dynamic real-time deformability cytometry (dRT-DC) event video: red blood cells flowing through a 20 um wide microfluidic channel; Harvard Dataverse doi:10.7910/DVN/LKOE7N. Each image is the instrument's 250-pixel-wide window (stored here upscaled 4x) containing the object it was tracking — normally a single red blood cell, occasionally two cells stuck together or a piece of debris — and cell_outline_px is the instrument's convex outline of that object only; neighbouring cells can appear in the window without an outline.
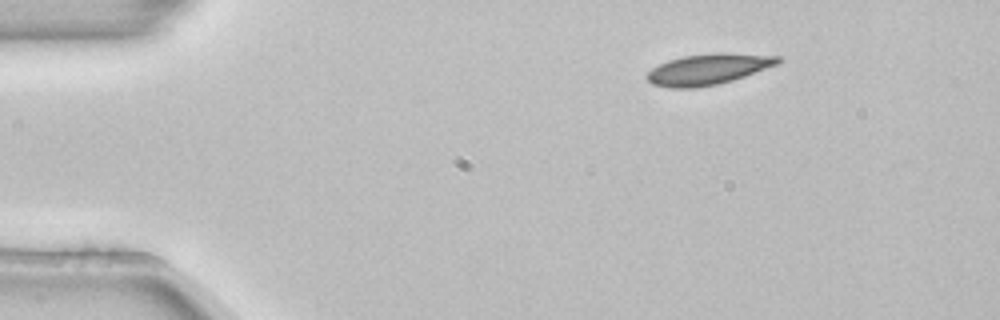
{"species": "common noctule bat (a hibernating species)", "species_latin": "Nyctalus noctula", "temperature_condition": "room temperature", "stored_images_in_passage": 2, "camera_frame_rate_fps": 3000, "um_per_image_px": 0.085, "animal": {"sex": "female", "body_mass_g": 22.7, "forearm_length_mm": 54.2}, "frame": {"image": 1, "passage_image": 2, "time_ms": 0.333, "image_size_px": [1000, 320], "cell_outline_px": [[780, 60], [776, 64], [744, 76], [732, 80], [716, 84], [696, 88], [672, 88], [652, 84], [648, 80], [648, 72], [652, 68], [668, 60], [684, 56], [712, 52], [724, 52], [780, 56]], "centroid_in_image_um": [60.18, 5.87], "position_along_channel_um": 24.8, "area_um2": 23.29}}